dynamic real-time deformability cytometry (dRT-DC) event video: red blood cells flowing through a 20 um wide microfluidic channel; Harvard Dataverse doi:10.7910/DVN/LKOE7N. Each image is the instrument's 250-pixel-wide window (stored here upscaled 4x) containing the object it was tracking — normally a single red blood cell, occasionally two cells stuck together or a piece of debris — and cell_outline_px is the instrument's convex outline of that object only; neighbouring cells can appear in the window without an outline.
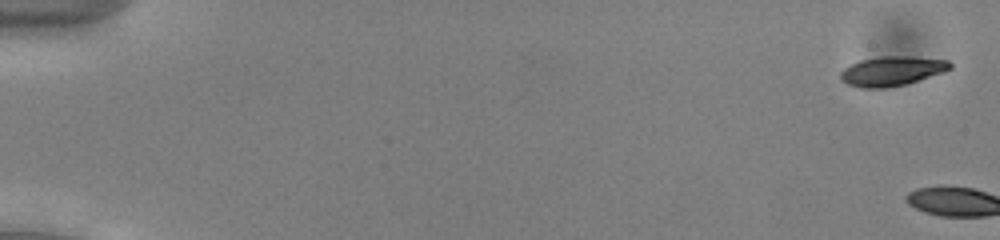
{"species": "common noctule bat (a hibernating species)", "species_latin": "Nyctalus noctula", "temperature_condition": "cold", "stored_images_in_passage": 3, "camera_frame_rate_fps": 3000, "um_per_image_px": 0.085, "animal": {"sex": "male", "body_mass_g": 13.0, "forearm_length_mm": 53.1}, "frame": {"image": 1, "passage_image": 1, "time_ms": 0.0, "image_size_px": [1000, 240], "cell_outline_px": [[952, 68], [944, 72], [908, 84], [884, 88], [864, 88], [848, 84], [840, 80], [840, 72], [844, 68], [860, 60], [880, 56], [912, 56], [948, 60], [952, 64]], "centroid_in_image_um": [75.83, 6.04], "position_along_channel_um": 9.2, "area_um2": 19.02}}